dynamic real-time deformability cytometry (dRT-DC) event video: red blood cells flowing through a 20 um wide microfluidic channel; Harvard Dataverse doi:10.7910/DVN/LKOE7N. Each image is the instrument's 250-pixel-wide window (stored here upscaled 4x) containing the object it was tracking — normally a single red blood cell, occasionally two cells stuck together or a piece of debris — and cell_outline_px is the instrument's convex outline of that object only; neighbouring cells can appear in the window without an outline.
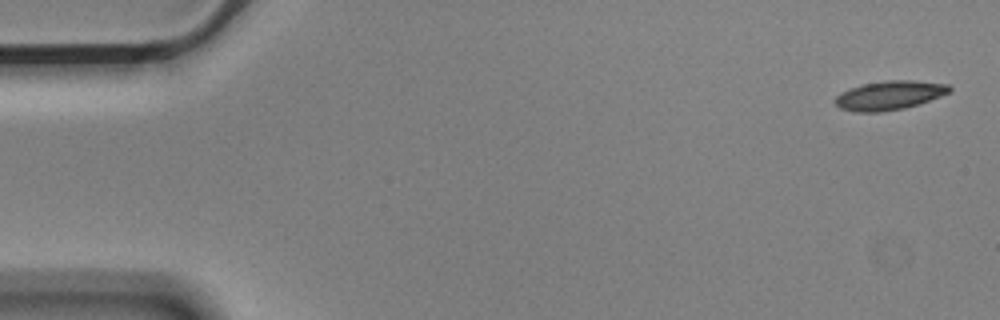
{"species": "Egyptian fruit bat (a non-hibernating species)", "species_latin": "Rousettus aegyptiacus", "temperature_condition": "cold", "stored_images_in_passage": 4, "camera_frame_rate_fps": 3000, "um_per_image_px": 0.085, "animal": {"sex": "male"}, "frame": {"image": 1, "passage_image": 1, "time_ms": 0.0, "image_size_px": [1000, 320], "cell_outline_px": [[952, 92], [904, 108], [880, 112], [856, 112], [840, 108], [832, 100], [840, 92], [864, 84], [888, 80], [912, 80], [948, 84], [952, 88]], "centroid_in_image_um": [75.59, 8.1], "position_along_channel_um": 9.4, "area_um2": 19.19}}
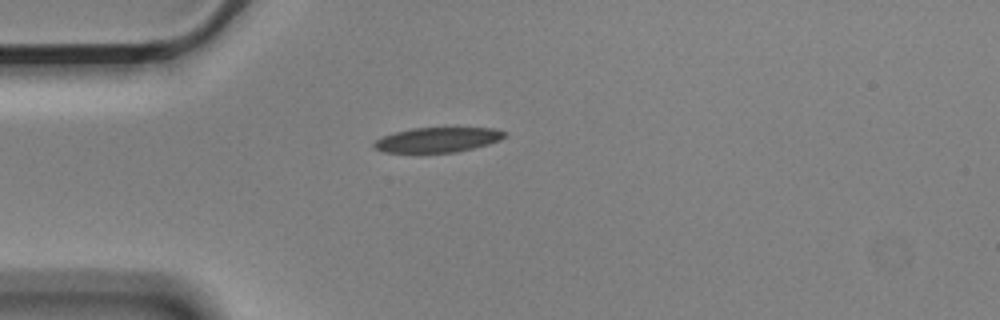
{"frame": {"image": 2, "passage_image": 4, "time_ms": 1.0, "image_size_px": [1000, 320], "cell_outline_px": [[508, 136], [500, 140], [488, 144], [456, 152], [384, 152], [376, 148], [372, 144], [376, 140], [384, 136], [396, 132], [412, 128], [496, 128], [508, 132]], "centroid_in_image_um": [37.27, 11.87], "position_along_channel_um": 47.7, "area_um2": 18.79}}